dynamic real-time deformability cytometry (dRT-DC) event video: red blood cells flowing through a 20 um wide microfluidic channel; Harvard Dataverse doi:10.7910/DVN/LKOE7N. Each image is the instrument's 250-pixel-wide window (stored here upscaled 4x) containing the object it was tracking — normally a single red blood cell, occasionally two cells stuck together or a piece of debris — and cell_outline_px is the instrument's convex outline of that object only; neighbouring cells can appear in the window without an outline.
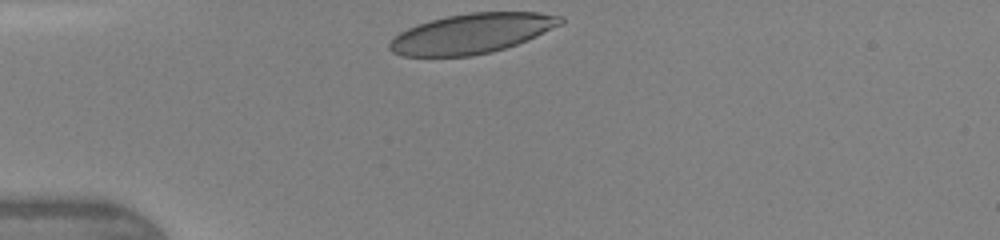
{"species": "human", "species_latin": "Homo sapiens", "temperature_condition": "warm", "stored_images_in_passage": 28, "camera_frame_rate_fps": 3000, "um_per_image_px": 0.085, "donor": {"sex": "female"}, "frame": {"image": 1, "passage_image": 1, "time_ms": 0.0, "image_size_px": [1000, 240], "cell_outline_px": [[564, 20], [560, 24], [528, 40], [492, 52], [472, 56], [400, 56], [392, 52], [388, 48], [388, 44], [400, 32], [416, 24], [448, 16], [468, 12], [536, 12], [564, 16]], "centroid_in_image_um": [40.09, 2.85], "position_along_channel_um": 44.9, "area_um2": 39.59}}
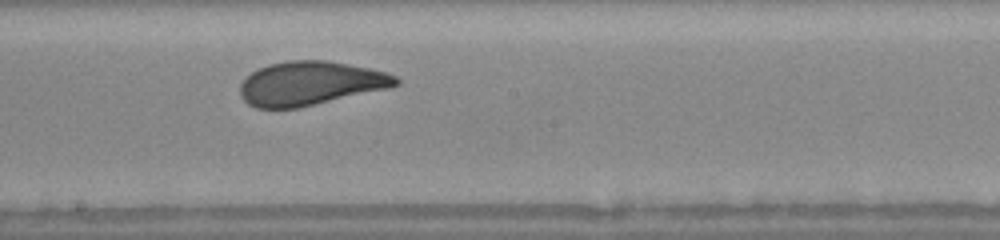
{"frame": {"image": 2, "passage_image": 15, "time_ms": 4.667, "image_size_px": [1000, 240], "cell_outline_px": [[400, 84], [388, 88], [300, 108], [256, 108], [248, 104], [240, 96], [240, 84], [252, 72], [268, 64], [288, 60], [328, 60], [388, 72], [396, 76], [400, 80]], "centroid_in_image_um": [26.39, 7.09], "position_along_channel_um": 221.8, "area_um2": 39.94}}
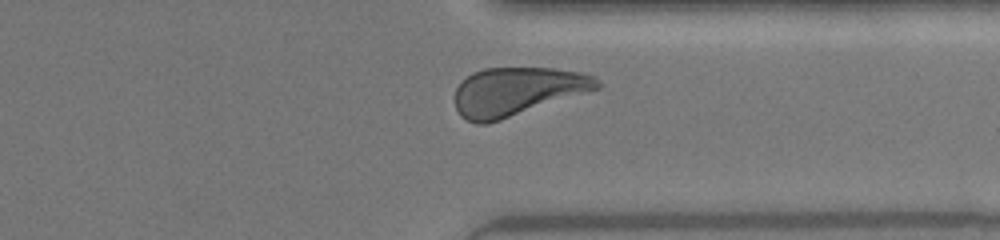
{"frame": {"image": 3, "passage_image": 25, "time_ms": 8.0, "image_size_px": [1000, 240], "cell_outline_px": [[600, 88], [588, 92], [488, 124], [476, 124], [460, 116], [456, 108], [456, 88], [460, 80], [472, 72], [484, 68], [552, 68], [580, 72], [596, 76], [600, 84]], "centroid_in_image_um": [43.93, 7.77], "position_along_channel_um": 367.5, "area_um2": 40.17}, "authors_computed_cell_mechanics": {"area_um2": 39.9398, "velocity_mm_per_s": 4.375, "shape_relaxation_time_tau1_ms": 3.7216, "shape_relaxation_time_tau2_ms": null, "deformation_change_tau1": 0.1728, "deformation_change_tau2": null}}